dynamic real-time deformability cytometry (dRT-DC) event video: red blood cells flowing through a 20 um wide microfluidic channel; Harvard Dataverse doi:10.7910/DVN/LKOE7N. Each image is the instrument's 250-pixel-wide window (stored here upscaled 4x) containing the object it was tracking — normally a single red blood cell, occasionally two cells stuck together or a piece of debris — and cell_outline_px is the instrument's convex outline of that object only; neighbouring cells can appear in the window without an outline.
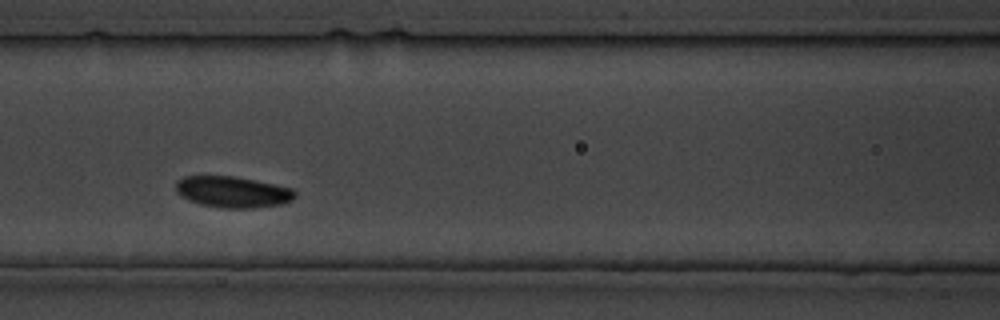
{"species": "common noctule bat (a hibernating species)", "species_latin": "Nyctalus noctula", "temperature_condition": "cold", "stored_images_in_passage": 15, "camera_frame_rate_fps": 3000, "um_per_image_px": 0.085, "animal": {"sex": "male", "body_mass_g": 19.5, "forearm_length_mm": 54.6}, "frame": {"image": 1, "passage_image": 5, "time_ms": 5.667, "image_size_px": [1000, 320], "cell_outline_px": [[296, 196], [292, 200], [280, 204], [252, 208], [220, 208], [200, 204], [180, 196], [176, 192], [176, 180], [184, 176], [232, 176], [292, 188], [296, 192]], "centroid_in_image_um": [19.74, 16.32], "position_along_channel_um": 146.9, "area_um2": 21.56}}
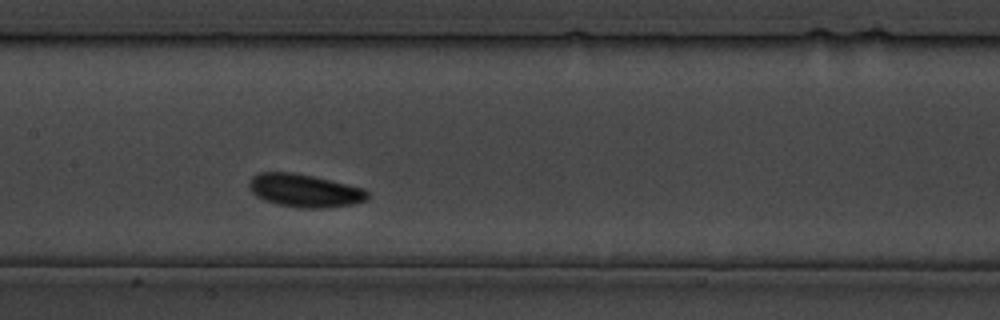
{"frame": {"image": 2, "passage_image": 7, "time_ms": 8.0, "image_size_px": [1000, 320], "cell_outline_px": [[368, 196], [364, 200], [352, 204], [324, 208], [304, 208], [276, 204], [264, 200], [256, 196], [248, 188], [248, 180], [252, 176], [260, 172], [292, 172], [312, 176], [364, 188], [368, 192]], "centroid_in_image_um": [25.83, 16.19], "position_along_channel_um": 181.6, "area_um2": 22.72}}